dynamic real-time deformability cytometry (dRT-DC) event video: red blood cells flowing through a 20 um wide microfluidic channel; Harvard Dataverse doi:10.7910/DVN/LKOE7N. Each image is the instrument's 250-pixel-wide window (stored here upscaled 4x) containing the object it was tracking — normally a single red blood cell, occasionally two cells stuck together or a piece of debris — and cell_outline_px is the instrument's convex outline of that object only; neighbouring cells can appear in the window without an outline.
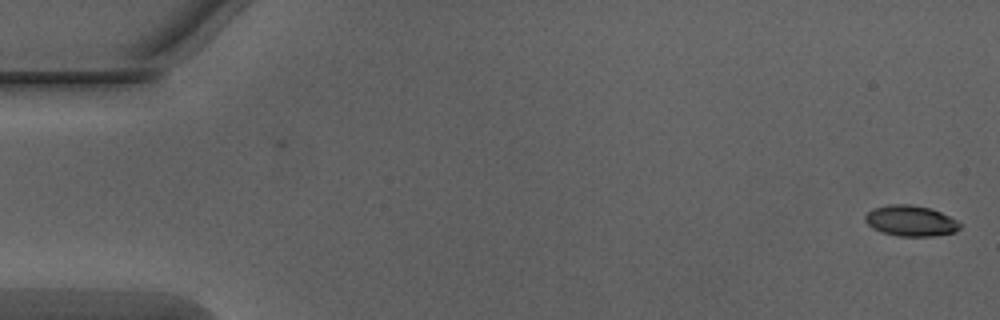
{"species": "Egyptian fruit bat (a non-hibernating species)", "species_latin": "Rousettus aegyptiacus", "temperature_condition": "warm", "stored_images_in_passage": 4, "camera_frame_rate_fps": 3000, "um_per_image_px": 0.085, "animal": {"sex": "male"}, "frame": {"image": 1, "passage_image": 4, "time_ms": 1.0, "image_size_px": [1000, 320], "cell_outline_px": [[960, 228], [956, 232], [932, 236], [896, 236], [880, 232], [872, 228], [864, 220], [864, 216], [872, 208], [888, 204], [908, 204], [932, 208], [956, 220], [960, 224]], "centroid_in_image_um": [77.37, 18.77], "position_along_channel_um": 7.6, "area_um2": 17.11}}